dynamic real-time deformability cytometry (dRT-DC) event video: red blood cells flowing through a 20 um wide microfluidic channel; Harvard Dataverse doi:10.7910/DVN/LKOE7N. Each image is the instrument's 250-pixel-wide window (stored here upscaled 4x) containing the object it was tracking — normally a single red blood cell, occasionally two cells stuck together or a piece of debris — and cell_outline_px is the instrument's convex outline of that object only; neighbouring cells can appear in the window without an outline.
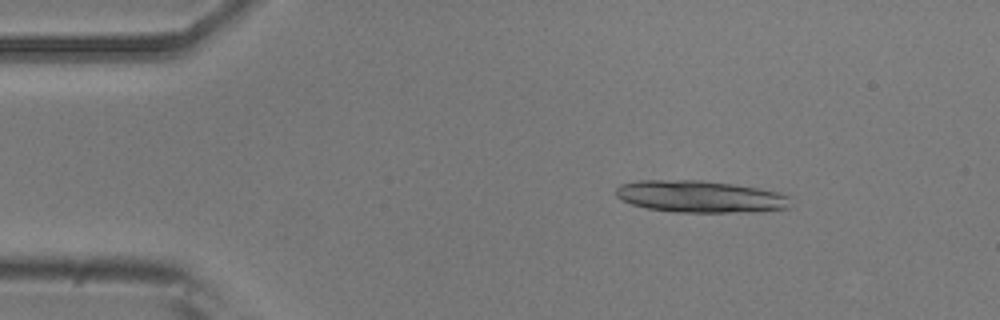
{"species": "common noctule bat (a hibernating species)", "species_latin": "Nyctalus noctula", "temperature_condition": "room temperature", "stored_images_in_passage": 50, "segment_of_instrument_passage": [1, 2], "camera_frame_rate_fps": 3000, "um_per_image_px": 0.085, "animal": {"sex": "male", "body_mass_g": 20.5, "forearm_length_mm": 52.5}, "frame": {"image": 1, "passage_image": 6, "time_ms": 1.667, "image_size_px": [1000, 320], "cell_outline_px": [[792, 208], [748, 212], [676, 212], [648, 208], [632, 204], [616, 196], [616, 188], [620, 184], [640, 180], [700, 180], [732, 184], [756, 188], [776, 192], [788, 196]], "centroid_in_image_um": [59.51, 16.71], "position_along_channel_um": 25.5, "area_um2": 32.31}}